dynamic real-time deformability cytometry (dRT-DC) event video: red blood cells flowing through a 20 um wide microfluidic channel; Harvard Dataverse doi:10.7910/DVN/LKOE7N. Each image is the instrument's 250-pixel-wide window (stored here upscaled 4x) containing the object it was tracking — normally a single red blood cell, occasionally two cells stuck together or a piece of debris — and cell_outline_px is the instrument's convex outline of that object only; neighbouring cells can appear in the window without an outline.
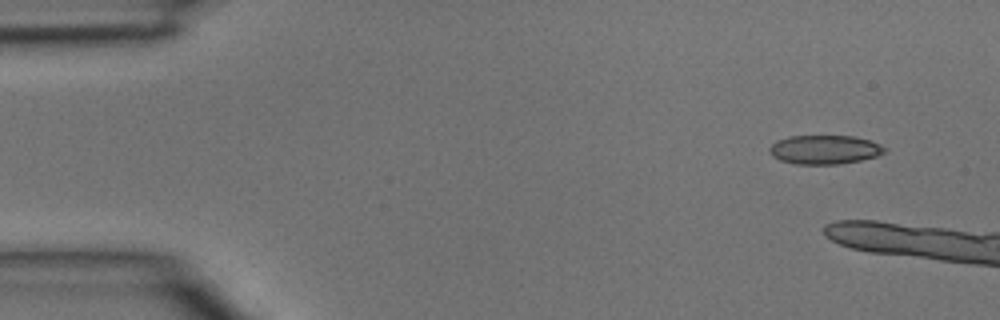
{"species": "common noctule bat (a hibernating species)", "species_latin": "Nyctalus noctula", "temperature_condition": "room temperature", "stored_images_in_passage": 4, "segment_of_instrument_passage": [2, 2], "camera_frame_rate_fps": 3000, "um_per_image_px": 0.085, "animal": {"sex": "male", "body_mass_g": 15.6}, "frame": {"image": 1, "passage_image": 4, "time_ms": 1.0, "image_size_px": [1000, 320], "cell_outline_px": [[888, 148], [884, 152], [876, 156], [860, 160], [840, 164], [796, 164], [780, 160], [772, 156], [768, 152], [768, 148], [776, 140], [788, 136], [852, 136], [868, 140], [880, 144]], "centroid_in_image_um": [70.05, 12.71], "position_along_channel_um": 14.9, "area_um2": 19.48}}